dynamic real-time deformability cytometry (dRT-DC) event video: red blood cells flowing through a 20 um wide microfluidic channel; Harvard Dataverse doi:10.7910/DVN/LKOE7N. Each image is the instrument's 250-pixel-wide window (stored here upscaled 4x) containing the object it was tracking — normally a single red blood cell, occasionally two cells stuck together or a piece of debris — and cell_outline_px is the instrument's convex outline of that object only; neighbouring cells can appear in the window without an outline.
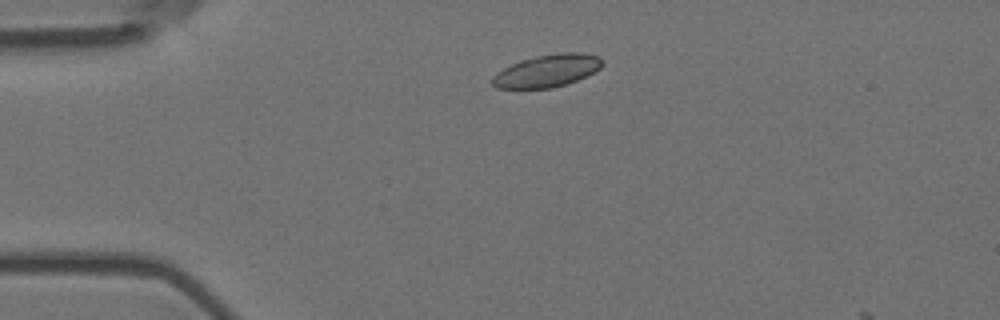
{"species": "Egyptian fruit bat (a non-hibernating species)", "species_latin": "Rousettus aegyptiacus", "temperature_condition": "room temperature", "stored_images_in_passage": 3, "camera_frame_rate_fps": 3000, "um_per_image_px": 0.085, "animal": {"sex": "female"}, "frame": {"image": 1, "passage_image": 2, "time_ms": 0.333, "image_size_px": [1000, 320], "cell_outline_px": [[604, 64], [600, 68], [576, 80], [552, 88], [496, 88], [488, 80], [496, 72], [520, 60], [536, 56], [560, 52], [580, 52], [600, 56], [604, 60]], "centroid_in_image_um": [46.48, 6.0], "position_along_channel_um": 38.5, "area_um2": 20.87}}